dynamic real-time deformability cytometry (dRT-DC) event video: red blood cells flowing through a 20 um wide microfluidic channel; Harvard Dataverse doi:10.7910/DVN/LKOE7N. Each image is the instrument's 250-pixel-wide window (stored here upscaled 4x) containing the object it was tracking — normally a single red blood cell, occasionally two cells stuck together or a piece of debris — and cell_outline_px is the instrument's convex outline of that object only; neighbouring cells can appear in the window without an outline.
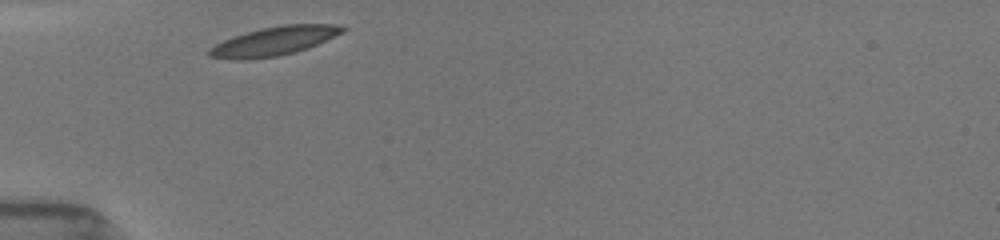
{"species": "common noctule bat (a hibernating species)", "species_latin": "Nyctalus noctula", "temperature_condition": "room temperature", "stored_images_in_passage": 32, "camera_frame_rate_fps": 3000, "um_per_image_px": 0.085, "animal": {"sex": "female", "body_mass_g": 19.5, "forearm_length_mm": 54.1}, "frame": {"image": 1, "passage_image": 1, "time_ms": 0.0, "image_size_px": [1000, 240], "cell_outline_px": [[348, 28], [344, 32], [308, 48], [296, 52], [280, 56], [244, 60], [232, 60], [208, 56], [208, 48], [232, 36], [260, 28], [284, 24], [344, 24]], "centroid_in_image_um": [23.32, 3.49], "position_along_channel_um": 61.7, "area_um2": 22.77}}
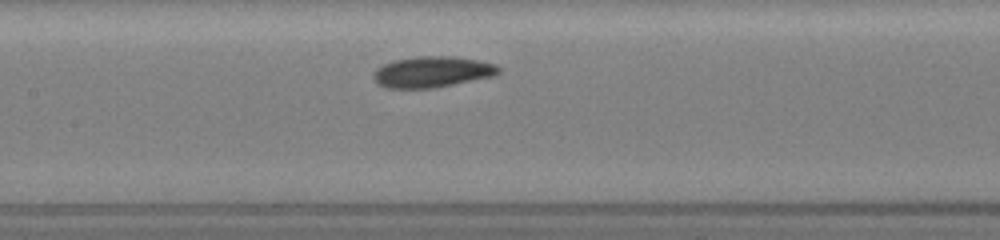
{"frame": {"image": 2, "passage_image": 12, "time_ms": 3.0, "image_size_px": [1000, 240], "cell_outline_px": [[500, 72], [492, 76], [436, 88], [384, 88], [376, 84], [372, 76], [376, 68], [384, 64], [396, 60], [416, 56], [452, 56], [476, 60], [496, 64], [500, 68]], "centroid_in_image_um": [36.7, 6.12], "position_along_channel_um": 170.7, "area_um2": 22.66}}
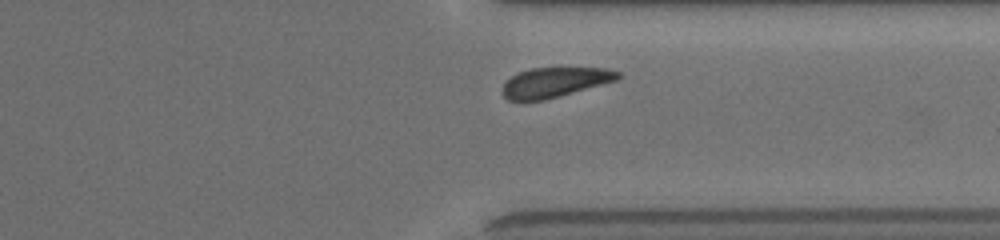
{"frame": {"image": 3, "passage_image": 28, "time_ms": 8.0, "image_size_px": [1000, 240], "cell_outline_px": [[624, 76], [616, 80], [544, 100], [524, 104], [508, 100], [504, 96], [504, 84], [512, 76], [520, 72], [532, 68], [564, 64], [604, 68], [620, 72]], "centroid_in_image_um": [47.18, 6.96], "position_along_channel_um": 364.2, "area_um2": 21.15}, "authors_computed_cell_mechanics": {"area_um2": 21.8484, "velocity_mm_per_s": 3.8736, "shape_relaxation_time_tau1_ms": 2.3818, "shape_relaxation_time_tau2_ms": 5.5577, "deformation_change_tau1": 0.0948, "deformation_change_tau2": 0.1243}}